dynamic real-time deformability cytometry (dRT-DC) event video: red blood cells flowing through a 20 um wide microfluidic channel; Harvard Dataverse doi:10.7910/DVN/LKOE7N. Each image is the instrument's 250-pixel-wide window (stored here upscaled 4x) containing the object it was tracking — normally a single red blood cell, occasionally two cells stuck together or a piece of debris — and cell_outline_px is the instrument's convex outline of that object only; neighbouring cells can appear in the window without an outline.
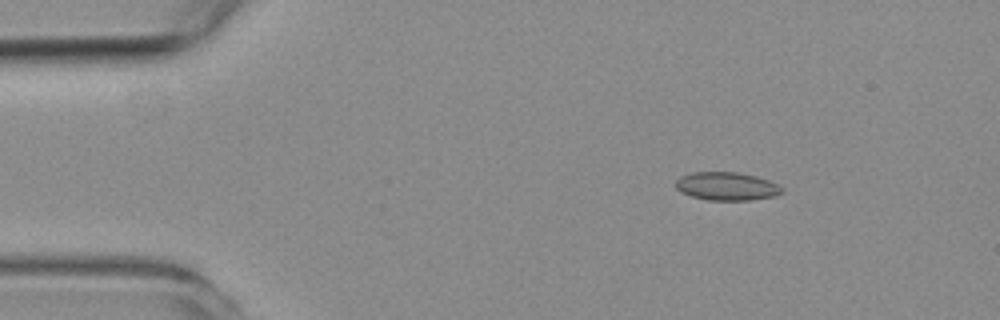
{"species": "common noctule bat (a hibernating species)", "species_latin": "Nyctalus noctula", "temperature_condition": "room temperature", "stored_images_in_passage": 56, "camera_frame_rate_fps": 3000, "um_per_image_px": 0.085, "animal": {"sex": "female", "body_mass_g": 19.3, "forearm_length_mm": 54.1}, "frame": {"image": 1, "passage_image": 8, "time_ms": 2.333, "image_size_px": [1000, 320], "cell_outline_px": [[784, 192], [776, 196], [752, 200], [708, 200], [692, 196], [680, 192], [676, 188], [676, 180], [680, 176], [692, 172], [736, 172], [756, 176], [768, 180], [784, 188]], "centroid_in_image_um": [61.78, 15.83], "position_along_channel_um": 23.2, "area_um2": 17.57}}
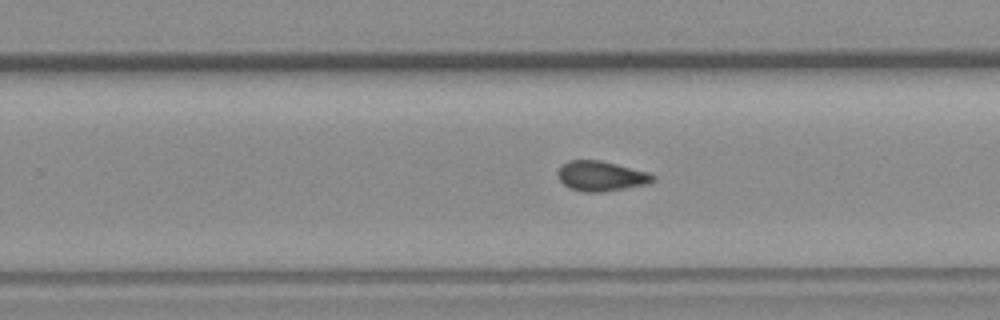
{"frame": {"image": 2, "passage_image": 35, "time_ms": 11.333, "image_size_px": [1000, 320], "cell_outline_px": [[656, 180], [648, 184], [604, 192], [584, 192], [568, 188], [556, 176], [556, 172], [568, 160], [600, 160], [648, 172], [656, 176]], "centroid_in_image_um": [51.09, 14.97], "position_along_channel_um": 278.7, "area_um2": 16.76}}
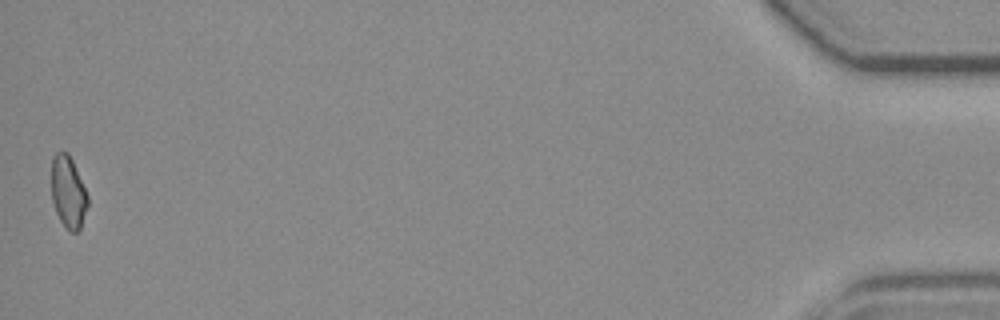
{"frame": {"image": 3, "passage_image": 56, "time_ms": 18.333, "image_size_px": [1000, 320], "cell_outline_px": [[88, 204], [80, 228], [76, 232], [72, 232], [60, 220], [56, 212], [52, 200], [52, 156], [56, 152], [68, 152], [72, 160], [88, 196]], "centroid_in_image_um": [5.79, 16.31], "position_along_channel_um": 429.4, "area_um2": 14.91}, "authors_computed_cell_mechanics": {"area_um2": 16.5308, "velocity_mm_per_s": 3.6186, "shape_relaxation_time_tau1_ms": null, "shape_relaxation_time_tau2_ms": 3.2283, "deformation_change_tau1": null, "deformation_change_tau2": 0.0816}}